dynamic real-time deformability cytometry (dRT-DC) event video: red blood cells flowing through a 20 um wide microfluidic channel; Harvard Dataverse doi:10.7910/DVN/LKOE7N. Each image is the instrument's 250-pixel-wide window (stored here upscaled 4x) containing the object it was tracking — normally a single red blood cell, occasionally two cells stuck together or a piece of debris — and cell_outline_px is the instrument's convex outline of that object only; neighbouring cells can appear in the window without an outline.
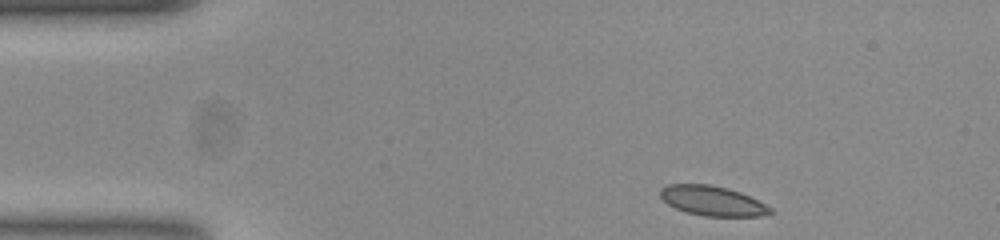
{"species": "common noctule bat (a hibernating species)", "species_latin": "Nyctalus noctula", "temperature_condition": "room temperature", "stored_images_in_passage": 47, "camera_frame_rate_fps": 3000, "um_per_image_px": 0.085, "animal": {"sex": "female", "body_mass_g": 23.0, "forearm_length_mm": 53.4}, "frame": {"image": 1, "passage_image": 1, "time_ms": 0.0, "image_size_px": [1000, 240], "cell_outline_px": [[772, 212], [760, 216], [704, 216], [688, 212], [676, 208], [668, 204], [660, 196], [660, 188], [668, 184], [708, 184], [728, 188], [740, 192], [772, 208]], "centroid_in_image_um": [60.52, 17.06], "position_along_channel_um": 24.5, "area_um2": 18.84}}
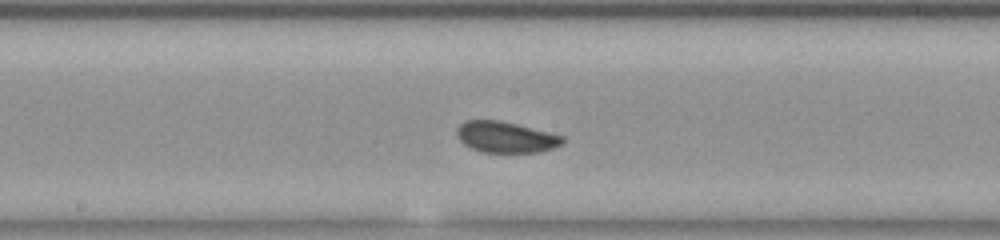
{"frame": {"image": 2, "passage_image": 21, "time_ms": 6.667, "image_size_px": [1000, 240], "cell_outline_px": [[564, 140], [560, 144], [552, 148], [540, 152], [480, 152], [464, 144], [456, 136], [456, 128], [464, 120], [500, 120], [564, 136]], "centroid_in_image_um": [42.94, 11.65], "position_along_channel_um": 205.3, "area_um2": 19.07}}
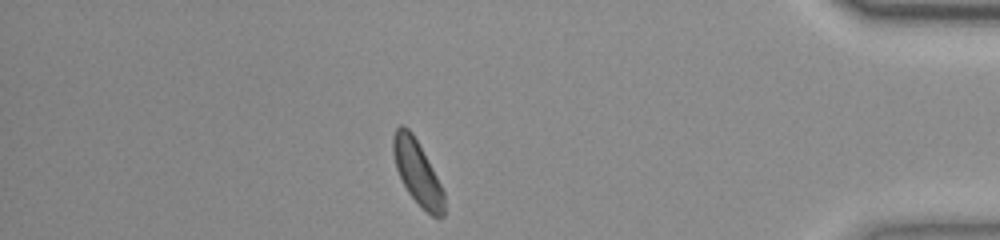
{"frame": {"image": 3, "passage_image": 40, "time_ms": 13.0, "image_size_px": [1000, 240], "cell_outline_px": [[444, 216], [432, 216], [408, 192], [396, 168], [392, 152], [392, 136], [396, 128], [400, 124], [404, 124], [412, 132], [436, 176], [444, 192]], "centroid_in_image_um": [35.44, 14.59], "position_along_channel_um": 399.8, "area_um2": 18.55}, "authors_computed_cell_mechanics": {"area_um2": 19.074, "velocity_mm_per_s": 3.7397, "shape_relaxation_time_tau1_ms": 1.7015, "shape_relaxation_time_tau2_ms": 1.7867, "deformation_change_tau1": 0.0369, "deformation_change_tau2": 0.0538}}